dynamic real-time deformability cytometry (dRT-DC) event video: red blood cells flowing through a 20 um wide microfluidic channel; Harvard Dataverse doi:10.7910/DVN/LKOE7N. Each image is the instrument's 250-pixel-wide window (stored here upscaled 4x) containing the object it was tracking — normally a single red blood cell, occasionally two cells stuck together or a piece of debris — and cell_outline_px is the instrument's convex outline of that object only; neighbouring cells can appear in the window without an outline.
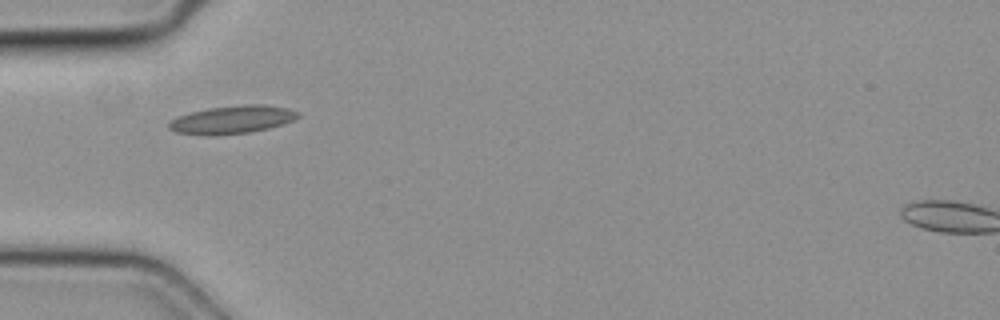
{"species": "common noctule bat (a hibernating species)", "species_latin": "Nyctalus noctula", "temperature_condition": "cold", "stored_images_in_passage": 23, "camera_frame_rate_fps": 3000, "um_per_image_px": 0.085, "animal": {"sex": "female", "body_mass_g": 19.3, "forearm_length_mm": 54.1}, "frame": {"image": 1, "passage_image": 1, "time_ms": 0.0, "image_size_px": [1000, 320], "cell_outline_px": [[300, 116], [292, 120], [268, 128], [248, 132], [176, 132], [168, 128], [168, 124], [172, 120], [180, 116], [192, 112], [208, 108], [244, 104], [264, 104], [288, 108], [300, 112]], "centroid_in_image_um": [19.84, 10.1], "position_along_channel_um": 65.2, "area_um2": 19.83}}
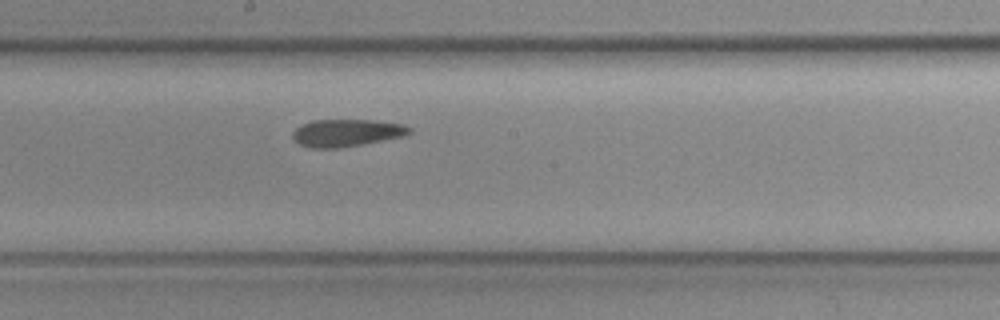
{"frame": {"image": 2, "passage_image": 12, "time_ms": 3.667, "image_size_px": [1000, 320], "cell_outline_px": [[412, 132], [404, 136], [360, 144], [336, 148], [308, 148], [300, 144], [292, 136], [292, 132], [296, 128], [312, 120], [372, 120], [400, 124], [412, 128]], "centroid_in_image_um": [29.44, 11.29], "position_along_channel_um": 218.8, "area_um2": 18.32}}
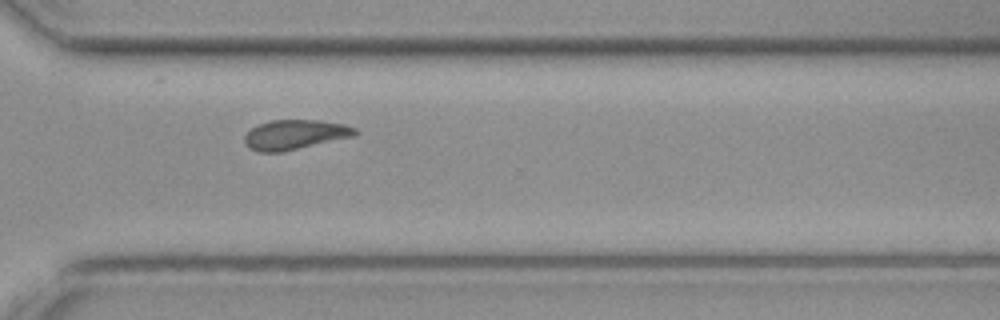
{"frame": {"image": 3, "passage_image": 21, "time_ms": 6.667, "image_size_px": [1000, 320], "cell_outline_px": [[360, 132], [352, 136], [280, 152], [256, 152], [248, 148], [244, 144], [244, 136], [252, 128], [260, 124], [272, 120], [320, 120], [344, 124], [356, 128]], "centroid_in_image_um": [25.03, 11.44], "position_along_channel_um": 345.6, "area_um2": 18.96}}